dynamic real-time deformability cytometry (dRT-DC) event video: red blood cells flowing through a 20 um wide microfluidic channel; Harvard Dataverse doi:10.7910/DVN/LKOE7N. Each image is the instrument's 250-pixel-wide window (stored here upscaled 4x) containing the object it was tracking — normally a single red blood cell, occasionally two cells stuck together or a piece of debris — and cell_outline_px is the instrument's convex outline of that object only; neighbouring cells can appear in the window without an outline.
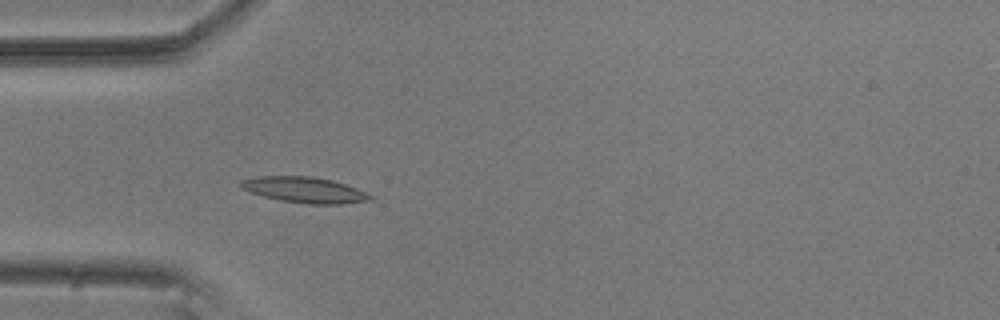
{"species": "common noctule bat (a hibernating species)", "species_latin": "Nyctalus noctula", "temperature_condition": "room temperature", "stored_images_in_passage": 47, "camera_frame_rate_fps": 3000, "um_per_image_px": 0.085, "animal": {"sex": "male", "body_mass_g": 20.5, "forearm_length_mm": 52.5}, "frame": {"image": 1, "passage_image": 7, "time_ms": 2.0, "image_size_px": [1000, 320], "cell_outline_px": [[376, 196], [372, 200], [340, 204], [308, 204], [280, 200], [264, 196], [240, 188], [240, 180], [256, 176], [312, 176], [332, 180], [356, 188]], "centroid_in_image_um": [25.91, 16.14], "position_along_channel_um": 59.1, "area_um2": 19.48}}
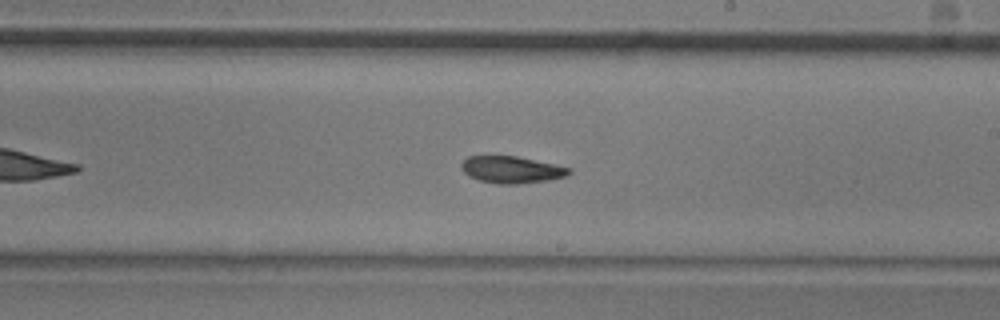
{"frame": {"image": 2, "passage_image": 23, "time_ms": 7.333, "image_size_px": [1000, 320], "cell_outline_px": [[572, 172], [568, 176], [548, 180], [516, 184], [496, 184], [480, 180], [468, 176], [460, 168], [460, 164], [468, 156], [516, 156], [572, 168]], "centroid_in_image_um": [43.48, 14.43], "position_along_channel_um": 245.5, "area_um2": 16.94}}
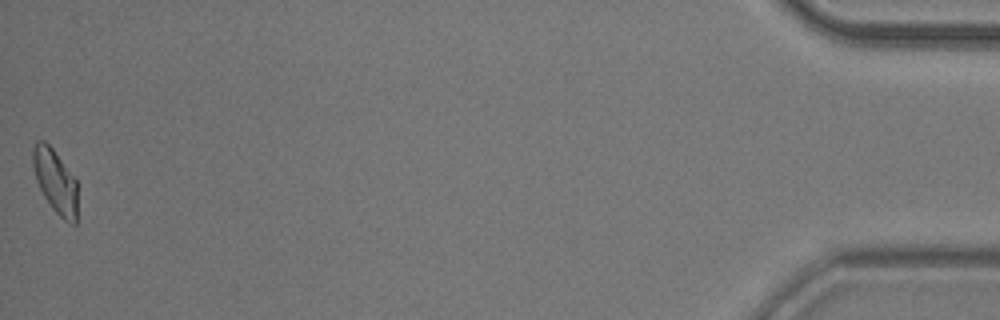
{"frame": {"image": 3, "passage_image": 47, "time_ms": 15.333, "image_size_px": [1000, 320], "cell_outline_px": [[76, 224], [68, 224], [52, 208], [44, 196], [36, 180], [32, 164], [32, 148], [36, 140], [44, 140], [52, 148], [76, 180]], "centroid_in_image_um": [4.67, 15.39], "position_along_channel_um": 430.5, "area_um2": 16.42}, "authors_computed_cell_mechanics": {"area_um2": 17.1088, "velocity_mm_per_s": 3.533, "shape_relaxation_time_tau1_ms": 6.667, "shape_relaxation_time_tau2_ms": 6.748, "deformation_change_tau1": 0.1596, "deformation_change_tau2": 0.1208}}